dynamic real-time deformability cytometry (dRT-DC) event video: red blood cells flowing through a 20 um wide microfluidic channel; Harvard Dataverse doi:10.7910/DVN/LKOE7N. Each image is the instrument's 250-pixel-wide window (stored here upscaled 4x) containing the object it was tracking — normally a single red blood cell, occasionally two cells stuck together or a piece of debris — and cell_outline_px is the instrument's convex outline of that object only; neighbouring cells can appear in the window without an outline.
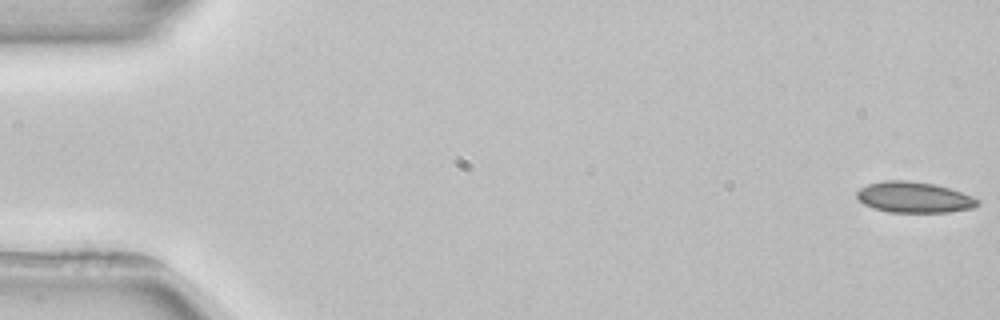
{"species": "common noctule bat (a hibernating species)", "species_latin": "Nyctalus noctula", "temperature_condition": "room temperature", "stored_images_in_passage": 4, "camera_frame_rate_fps": 3000, "um_per_image_px": 0.085, "animal": {"sex": "female", "body_mass_g": 22.7, "forearm_length_mm": 54.2}, "frame": {"image": 1, "passage_image": 1, "time_ms": 0.0, "image_size_px": [1000, 320], "cell_outline_px": [[980, 204], [972, 208], [948, 212], [888, 212], [864, 204], [856, 196], [856, 192], [860, 188], [868, 184], [884, 180], [908, 180], [936, 184], [972, 196], [980, 200]], "centroid_in_image_um": [77.7, 16.76], "position_along_channel_um": 7.3, "area_um2": 21.68}}
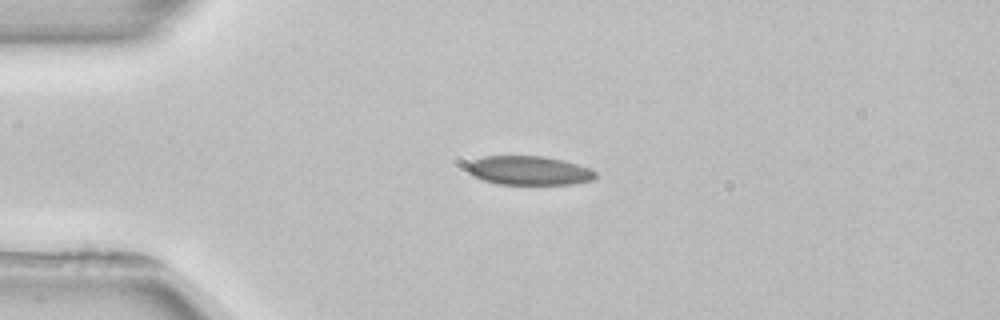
{"frame": {"image": 2, "passage_image": 4, "time_ms": 4.0, "image_size_px": [1000, 320], "cell_outline_px": [[596, 180], [572, 184], [496, 184], [472, 176], [468, 172], [468, 164], [472, 160], [484, 156], [544, 156], [564, 160], [588, 168], [596, 172]], "centroid_in_image_um": [44.97, 14.5], "position_along_channel_um": 40.0, "area_um2": 21.73}}